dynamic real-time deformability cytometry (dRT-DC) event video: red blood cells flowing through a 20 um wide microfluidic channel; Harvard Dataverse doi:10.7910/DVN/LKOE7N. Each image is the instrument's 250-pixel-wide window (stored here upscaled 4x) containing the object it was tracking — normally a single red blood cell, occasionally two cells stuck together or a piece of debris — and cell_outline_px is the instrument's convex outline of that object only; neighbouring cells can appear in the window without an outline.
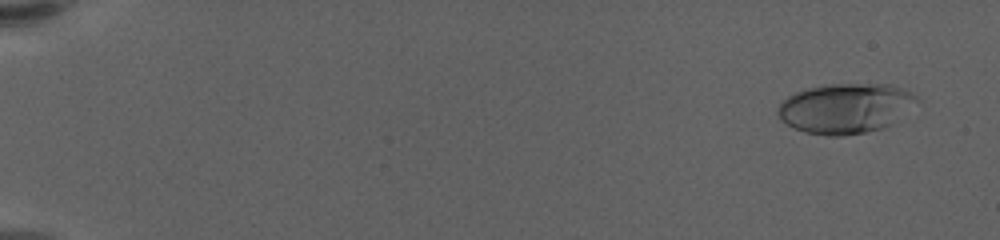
{"species": "human", "species_latin": "Homo sapiens", "temperature_condition": "warm", "stored_images_in_passage": 60, "camera_frame_rate_fps": 3000, "um_per_image_px": 0.085, "donor": {"sex": "female"}, "frame": {"image": 1, "passage_image": 4, "time_ms": 1.0, "image_size_px": [1000, 240], "cell_outline_px": [[916, 100], [884, 128], [864, 132], [840, 136], [828, 136], [804, 132], [792, 128], [780, 116], [780, 104], [788, 96], [796, 92], [812, 88], [832, 84], [888, 84], [900, 88], [916, 96]], "centroid_in_image_um": [71.81, 9.21], "position_along_channel_um": 13.2, "area_um2": 39.13}}
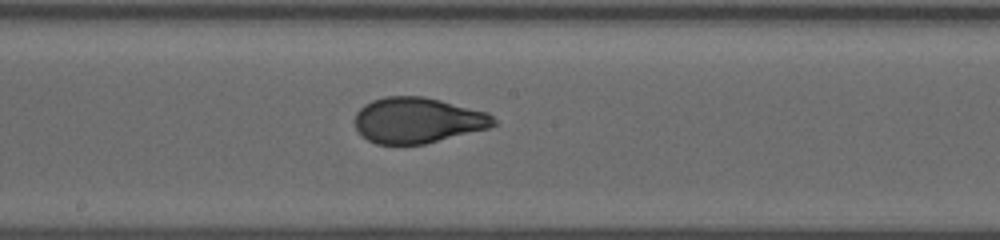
{"frame": {"image": 2, "passage_image": 35, "time_ms": 11.333, "image_size_px": [1000, 240], "cell_outline_px": [[496, 124], [488, 128], [424, 144], [376, 144], [368, 140], [356, 128], [356, 112], [364, 104], [372, 100], [384, 96], [424, 96], [488, 112], [496, 120]], "centroid_in_image_um": [35.5, 10.21], "position_along_channel_um": 212.7, "area_um2": 36.76}}
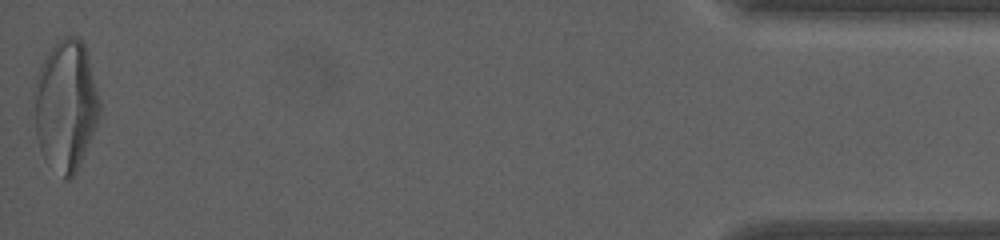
{"frame": {"image": 3, "passage_image": 60, "time_ms": 19.667, "image_size_px": [1000, 240], "cell_outline_px": [[100, 116], [76, 172], [68, 180], [64, 180], [44, 156], [40, 148], [36, 136], [36, 76], [48, 52], [64, 36], [76, 36], [84, 44], [88, 52], [100, 100]], "centroid_in_image_um": [5.63, 8.95], "position_along_channel_um": 429.6, "area_um2": 49.07}, "authors_computed_cell_mechanics": {"area_um2": 37.4255, "velocity_mm_per_s": 3.5649, "shape_relaxation_time_tau1_ms": 6.1228, "shape_relaxation_time_tau2_ms": null, "deformation_change_tau1": 0.2223, "deformation_change_tau2": null}}